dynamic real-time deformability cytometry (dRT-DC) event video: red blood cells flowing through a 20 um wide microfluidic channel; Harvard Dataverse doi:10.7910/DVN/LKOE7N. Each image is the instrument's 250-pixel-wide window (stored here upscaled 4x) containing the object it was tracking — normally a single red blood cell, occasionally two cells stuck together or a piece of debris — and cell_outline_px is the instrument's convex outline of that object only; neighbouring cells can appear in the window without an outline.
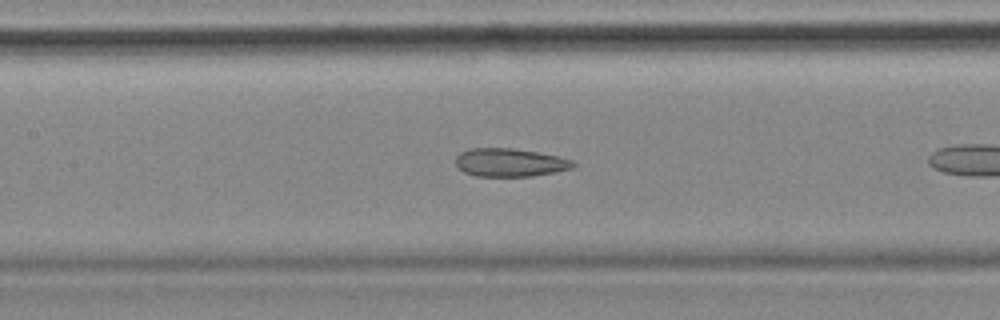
{"species": "common noctule bat (a hibernating species)", "species_latin": "Nyctalus noctula", "temperature_condition": "cold", "stored_images_in_passage": 13, "camera_frame_rate_fps": 3000, "um_per_image_px": 0.085, "animal": {"sex": "female", "body_mass_g": 18.4}, "frame": {"image": 1, "passage_image": 11, "time_ms": 3.333, "image_size_px": [1000, 320], "cell_outline_px": [[576, 164], [572, 168], [556, 172], [532, 176], [476, 176], [464, 172], [456, 164], [456, 156], [460, 152], [472, 148], [512, 148], [536, 152], [556, 156], [572, 160]], "centroid_in_image_um": [43.33, 13.81], "position_along_channel_um": 164.1, "area_um2": 19.19}}